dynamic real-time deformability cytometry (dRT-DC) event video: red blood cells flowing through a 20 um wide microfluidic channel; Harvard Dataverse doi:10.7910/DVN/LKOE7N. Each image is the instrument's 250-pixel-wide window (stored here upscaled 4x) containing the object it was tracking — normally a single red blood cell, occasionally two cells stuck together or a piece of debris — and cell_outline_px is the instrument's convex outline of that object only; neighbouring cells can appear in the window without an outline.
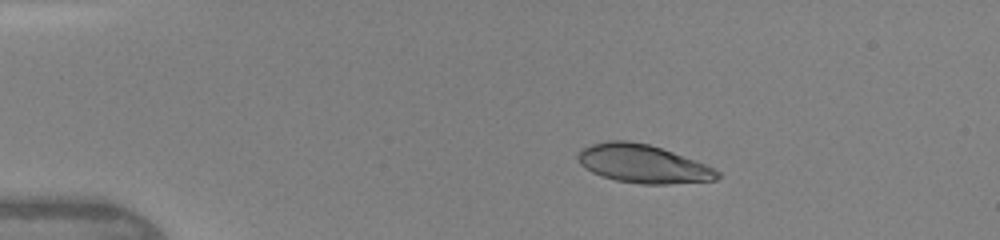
{"species": "human", "species_latin": "Homo sapiens", "temperature_condition": "warm", "stored_images_in_passage": 29, "camera_frame_rate_fps": 3000, "um_per_image_px": 0.085, "donor": {"sex": "female"}, "frame": {"image": 1, "passage_image": 3, "time_ms": 1.0, "image_size_px": [1000, 240], "cell_outline_px": [[720, 176], [716, 180], [668, 184], [640, 184], [616, 180], [592, 172], [584, 168], [580, 164], [576, 156], [580, 148], [592, 144], [608, 140], [628, 140], [648, 144], [672, 152], [704, 164], [720, 172]], "centroid_in_image_um": [54.6, 13.92], "position_along_channel_um": 30.4, "area_um2": 30.98}}
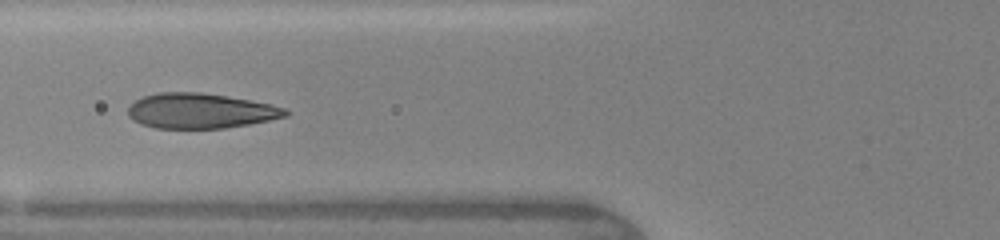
{"frame": {"image": 2, "passage_image": 11, "time_ms": 4.333, "image_size_px": [1000, 240], "cell_outline_px": [[288, 116], [248, 124], [224, 128], [156, 128], [140, 124], [132, 120], [128, 116], [128, 108], [136, 100], [144, 96], [160, 92], [200, 92], [228, 96], [272, 104], [284, 108], [288, 112]], "centroid_in_image_um": [17.02, 9.42], "position_along_channel_um": 108.8, "area_um2": 32.14}}
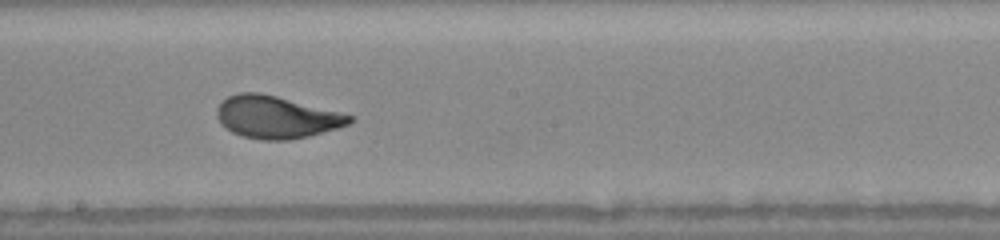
{"frame": {"image": 3, "passage_image": 18, "time_ms": 7.0, "image_size_px": [1000, 240], "cell_outline_px": [[356, 116], [348, 124], [336, 128], [308, 136], [288, 140], [260, 140], [244, 136], [232, 132], [216, 116], [216, 108], [228, 96], [240, 92], [260, 92]], "centroid_in_image_um": [23.49, 9.95], "position_along_channel_um": 224.7, "area_um2": 32.31}}